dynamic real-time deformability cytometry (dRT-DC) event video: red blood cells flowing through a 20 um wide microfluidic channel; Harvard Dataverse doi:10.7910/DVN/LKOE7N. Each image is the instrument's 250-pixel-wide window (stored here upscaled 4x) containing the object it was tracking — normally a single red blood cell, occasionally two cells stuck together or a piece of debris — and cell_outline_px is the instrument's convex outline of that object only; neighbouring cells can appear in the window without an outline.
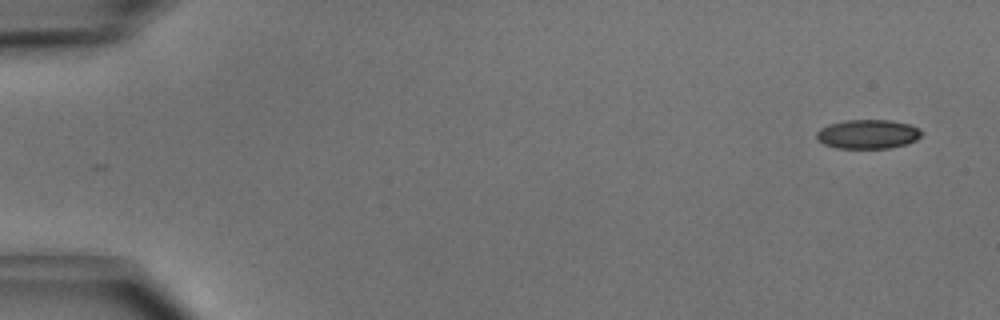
{"species": "common noctule bat (a hibernating species)", "species_latin": "Nyctalus noctula", "temperature_condition": "cold", "stored_images_in_passage": 48, "camera_frame_rate_fps": 3000, "um_per_image_px": 0.085, "animal": {"sex": "male", "body_mass_g": 15.6}, "frame": {"image": 1, "passage_image": 1, "time_ms": 0.0, "image_size_px": [1000, 320], "cell_outline_px": [[920, 136], [916, 140], [904, 144], [888, 148], [836, 148], [824, 144], [816, 136], [816, 132], [820, 128], [828, 124], [844, 120], [888, 120], [908, 124], [916, 128], [920, 132]], "centroid_in_image_um": [73.7, 11.4], "position_along_channel_um": 11.3, "area_um2": 17.57}}
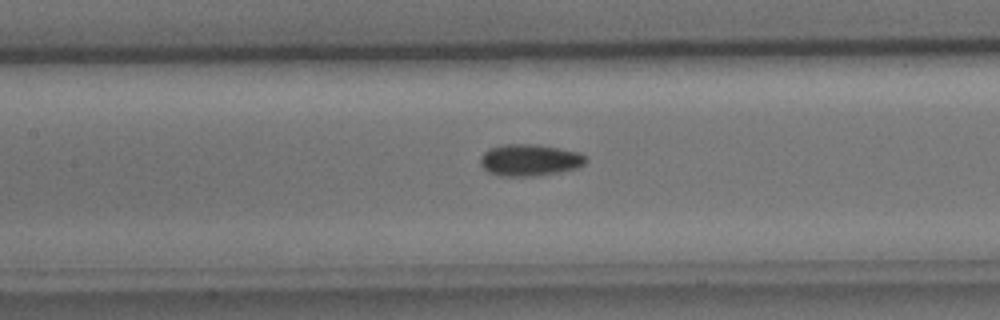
{"frame": {"image": 2, "passage_image": 22, "time_ms": 7.0, "image_size_px": [1000, 320], "cell_outline_px": [[588, 160], [584, 164], [576, 168], [536, 176], [500, 176], [488, 172], [480, 164], [480, 156], [488, 148], [504, 144], [536, 144], [580, 152]], "centroid_in_image_um": [44.99, 13.6], "position_along_channel_um": 162.4, "area_um2": 19.54}}
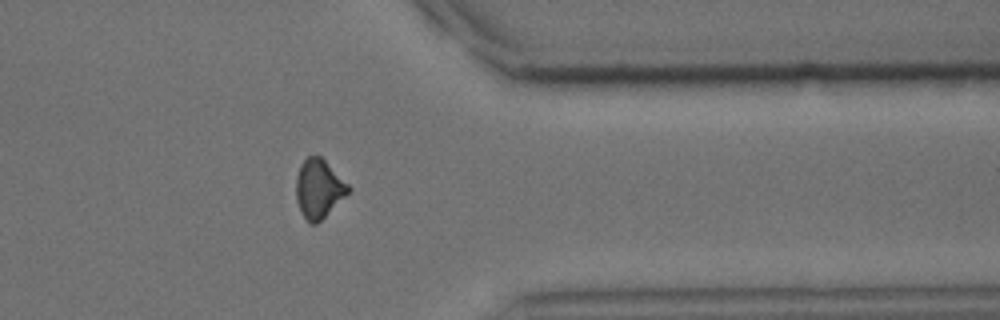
{"frame": {"image": 3, "passage_image": 39, "time_ms": 12.667, "image_size_px": [1000, 320], "cell_outline_px": [[352, 188], [316, 224], [308, 224], [300, 212], [296, 200], [296, 176], [300, 164], [308, 156], [320, 156]], "centroid_in_image_um": [27.05, 16.04], "position_along_channel_um": 384.4, "area_um2": 17.63}, "authors_computed_cell_mechanics": {"area_um2": 18.2648, "velocity_mm_per_s": 4.0713, "shape_relaxation_time_tau1_ms": 4.8636, "shape_relaxation_time_tau2_ms": 4.4827, "deformation_change_tau1": 0.0933, "deformation_change_tau2": 0.0942}}